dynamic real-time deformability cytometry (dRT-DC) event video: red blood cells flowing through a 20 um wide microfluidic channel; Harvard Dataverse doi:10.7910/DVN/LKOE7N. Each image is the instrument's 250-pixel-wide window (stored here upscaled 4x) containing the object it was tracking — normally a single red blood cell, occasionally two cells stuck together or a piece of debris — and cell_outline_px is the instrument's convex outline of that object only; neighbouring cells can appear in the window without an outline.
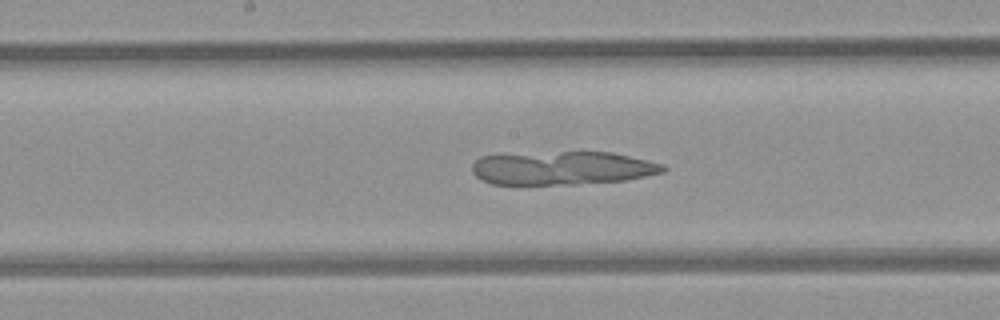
{"species": "common noctule bat (a hibernating species)", "species_latin": "Nyctalus noctula", "temperature_condition": "room temperature", "stored_images_in_passage": 49, "camera_frame_rate_fps": 3000, "um_per_image_px": 0.085, "animal": {"sex": "female", "body_mass_g": 21.9}, "frame": {"image": 1, "passage_image": 24, "time_ms": 7.667, "image_size_px": [1000, 320], "cell_outline_px": [[668, 168], [664, 172], [624, 180], [576, 184], [492, 184], [480, 180], [472, 172], [472, 164], [480, 156], [560, 152], [612, 152], [664, 164]], "centroid_in_image_um": [47.81, 14.29], "position_along_channel_um": 200.4, "area_um2": 36.99}}
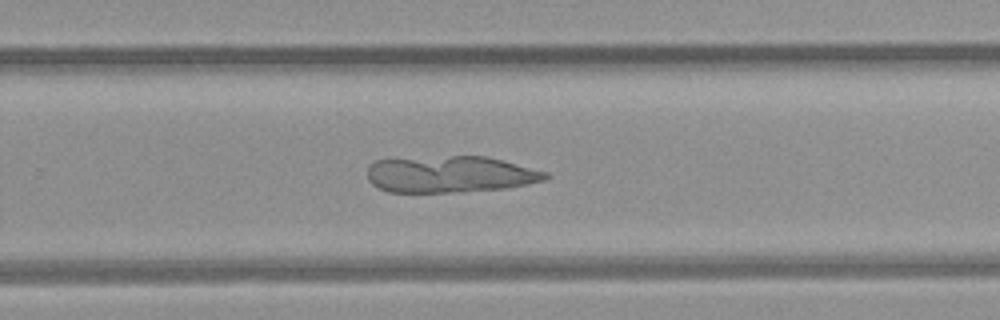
{"frame": {"image": 2, "passage_image": 31, "time_ms": 10.0, "image_size_px": [1000, 320], "cell_outline_px": [[552, 176], [544, 180], [508, 188], [464, 192], [388, 192], [372, 184], [368, 180], [368, 164], [376, 160], [452, 156], [484, 156], [548, 172]], "centroid_in_image_um": [38.27, 14.83], "position_along_channel_um": 291.5, "area_um2": 37.92}}
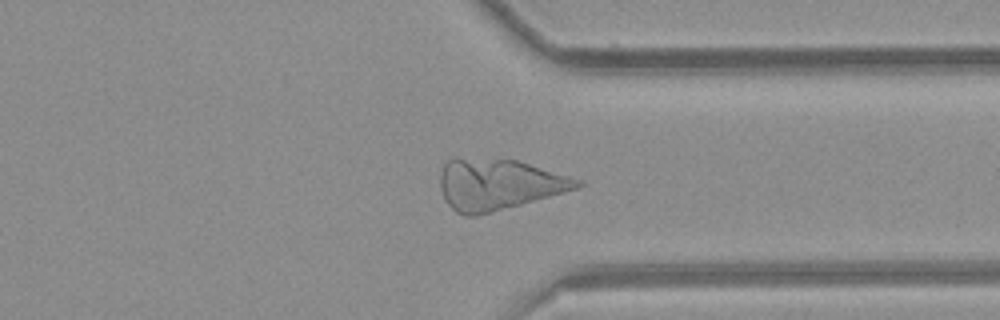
{"frame": {"image": 3, "passage_image": 37, "time_ms": 12.0, "image_size_px": [1000, 320], "cell_outline_px": [[584, 184], [576, 188], [564, 192], [492, 212], [476, 216], [464, 216], [456, 212], [444, 200], [440, 188], [440, 172], [444, 164], [448, 160], [516, 160], [584, 180]], "centroid_in_image_um": [42.37, 15.71], "position_along_channel_um": 369.0, "area_um2": 39.94}}